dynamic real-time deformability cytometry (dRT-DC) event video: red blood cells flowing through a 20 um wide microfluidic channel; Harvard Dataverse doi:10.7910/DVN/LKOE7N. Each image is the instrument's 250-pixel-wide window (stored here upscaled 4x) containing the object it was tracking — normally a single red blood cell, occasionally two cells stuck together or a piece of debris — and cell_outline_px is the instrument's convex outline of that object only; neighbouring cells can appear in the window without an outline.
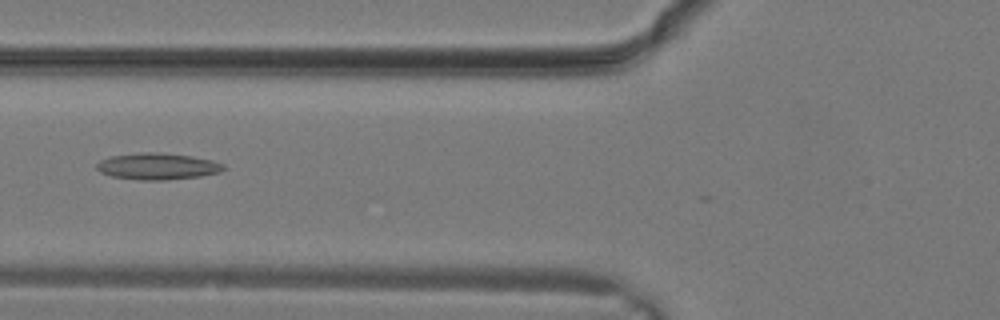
{"species": "common noctule bat (a hibernating species)", "species_latin": "Nyctalus noctula", "temperature_condition": "warm", "stored_images_in_passage": 8, "camera_frame_rate_fps": 3000, "um_per_image_px": 0.085, "animal": {"sex": "male", "body_mass_g": 19.2, "forearm_length_mm": 51.8}, "frame": {"image": 1, "passage_image": 3, "time_ms": 0.667, "image_size_px": [1000, 320], "cell_outline_px": [[224, 168], [220, 172], [200, 176], [164, 180], [140, 180], [112, 176], [100, 172], [96, 168], [96, 164], [100, 160], [112, 156], [140, 152], [156, 152], [192, 156], [212, 160], [224, 164]], "centroid_in_image_um": [13.38, 14.13], "position_along_channel_um": 112.4, "area_um2": 19.54}}
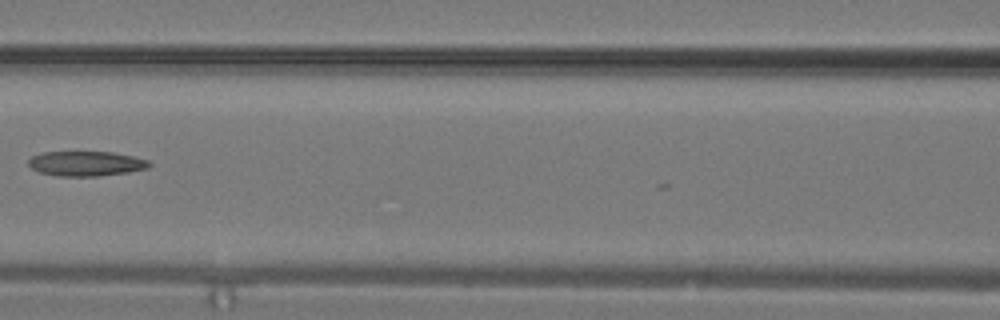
{"frame": {"image": 2, "passage_image": 5, "time_ms": 1.333, "image_size_px": [1000, 320], "cell_outline_px": [[152, 164], [148, 168], [128, 172], [96, 176], [60, 176], [40, 172], [32, 168], [28, 164], [28, 160], [32, 156], [44, 152], [112, 152], [132, 156], [148, 160]], "centroid_in_image_um": [7.32, 13.9], "position_along_channel_um": 159.3, "area_um2": 17.34}}
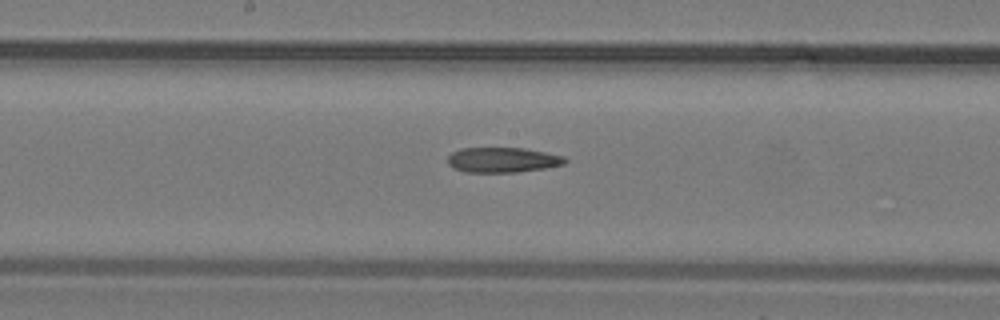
{"frame": {"image": 3, "passage_image": 7, "time_ms": 2.0, "image_size_px": [1000, 320], "cell_outline_px": [[568, 160], [564, 164], [544, 168], [516, 172], [464, 172], [452, 168], [448, 164], [448, 156], [452, 152], [460, 148], [524, 148], [564, 156]], "centroid_in_image_um": [42.69, 13.59], "position_along_channel_um": 205.5, "area_um2": 17.17}}